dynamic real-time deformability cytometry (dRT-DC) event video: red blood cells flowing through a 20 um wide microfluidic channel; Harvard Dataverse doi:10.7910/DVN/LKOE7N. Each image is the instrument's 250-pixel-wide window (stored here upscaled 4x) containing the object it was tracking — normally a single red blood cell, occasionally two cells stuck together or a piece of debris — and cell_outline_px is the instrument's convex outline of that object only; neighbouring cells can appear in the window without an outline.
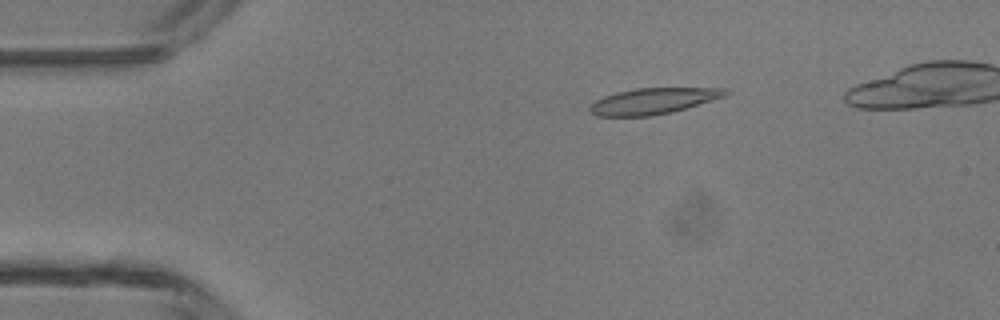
{"species": "common noctule bat (a hibernating species)", "species_latin": "Nyctalus noctula", "temperature_condition": "room temperature", "stored_images_in_passage": 4, "camera_frame_rate_fps": 3000, "um_per_image_px": 0.085, "animal": {"sex": "male", "body_mass_g": 13.3}, "frame": {"image": 1, "passage_image": 1, "time_ms": 0.0, "image_size_px": [1000, 320], "cell_outline_px": [[732, 92], [728, 96], [672, 112], [652, 116], [596, 116], [588, 112], [588, 108], [596, 100], [604, 96], [616, 92], [636, 88], [728, 88]], "centroid_in_image_um": [55.56, 8.58], "position_along_channel_um": 29.4, "area_um2": 20.87}}
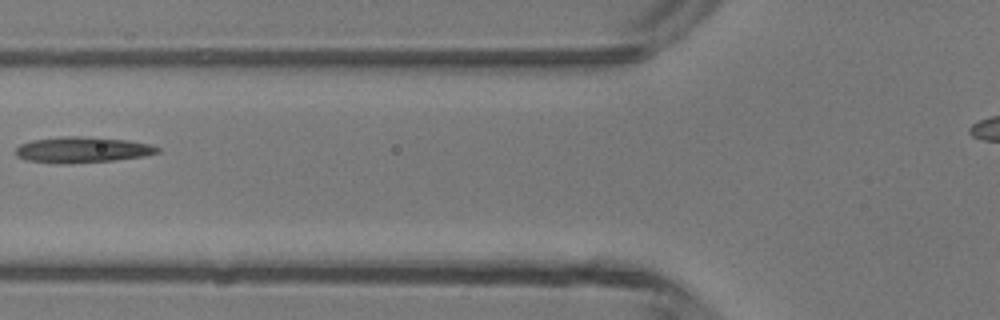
{"frame": {"image": 2, "passage_image": 4, "time_ms": 3.333, "image_size_px": [1000, 320], "cell_outline_px": [[160, 152], [144, 156], [112, 160], [68, 164], [64, 164], [24, 160], [16, 156], [16, 148], [20, 144], [32, 140], [64, 136], [84, 136], [128, 140], [152, 144], [160, 148]], "centroid_in_image_um": [6.99, 12.73], "position_along_channel_um": 118.8, "area_um2": 21.5}}